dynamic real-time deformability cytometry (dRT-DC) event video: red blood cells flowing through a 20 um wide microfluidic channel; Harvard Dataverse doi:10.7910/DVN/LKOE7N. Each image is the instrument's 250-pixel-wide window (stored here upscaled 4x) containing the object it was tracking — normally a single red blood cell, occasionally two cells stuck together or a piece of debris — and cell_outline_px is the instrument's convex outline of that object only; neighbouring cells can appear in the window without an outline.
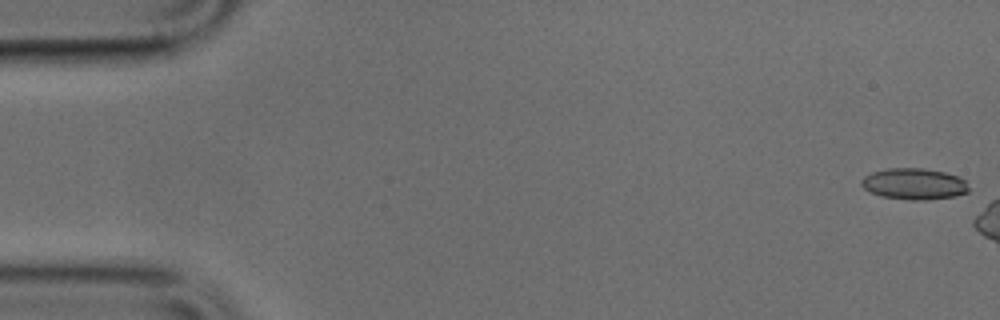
{"species": "common noctule bat (a hibernating species)", "species_latin": "Nyctalus noctula", "temperature_condition": "cold", "stored_images_in_passage": 6, "camera_frame_rate_fps": 3000, "um_per_image_px": 0.085, "animal": {"sex": "male", "body_mass_g": 17.9, "forearm_length_mm": 54.2}, "frame": {"image": 1, "passage_image": 1, "time_ms": 0.0, "image_size_px": [1000, 320], "cell_outline_px": [[968, 192], [956, 196], [924, 200], [912, 200], [880, 196], [864, 188], [860, 184], [860, 180], [864, 176], [872, 172], [888, 168], [924, 168], [944, 172], [956, 176], [964, 180], [968, 188]], "centroid_in_image_um": [77.67, 15.63], "position_along_channel_um": 7.3, "area_um2": 19.48}}